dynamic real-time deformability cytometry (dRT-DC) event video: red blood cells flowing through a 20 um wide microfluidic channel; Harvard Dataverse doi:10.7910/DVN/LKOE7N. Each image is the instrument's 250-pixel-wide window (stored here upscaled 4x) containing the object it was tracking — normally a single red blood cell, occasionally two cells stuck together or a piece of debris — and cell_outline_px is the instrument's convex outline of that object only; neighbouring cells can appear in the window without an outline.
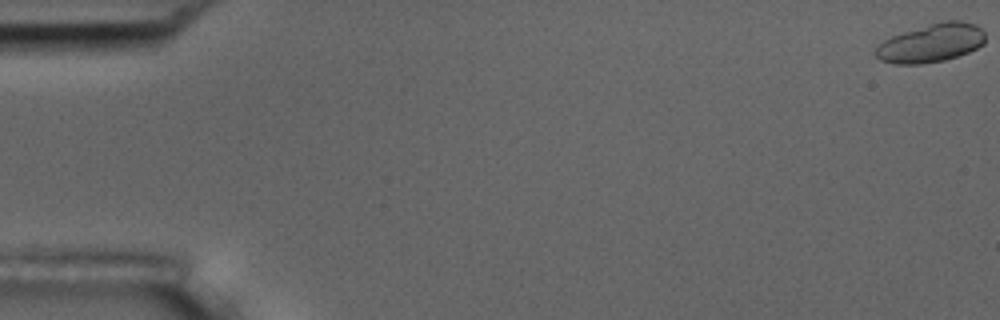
{"species": "common noctule bat (a hibernating species)", "species_latin": "Nyctalus noctula", "temperature_condition": "room temperature", "stored_images_in_passage": 57, "camera_frame_rate_fps": 3000, "um_per_image_px": 0.085, "animal": {"sex": "male", "body_mass_g": 17.5, "forearm_length_mm": 52.3}, "frame": {"image": 1, "passage_image": 1, "time_ms": 0.0, "image_size_px": [1000, 320], "cell_outline_px": [[984, 44], [968, 52], [944, 60], [920, 64], [896, 64], [880, 60], [876, 56], [876, 48], [884, 40], [892, 36], [904, 32], [944, 20], [960, 20], [976, 24], [984, 32]], "centroid_in_image_um": [79.17, 3.65], "position_along_channel_um": 5.8, "area_um2": 24.28}}
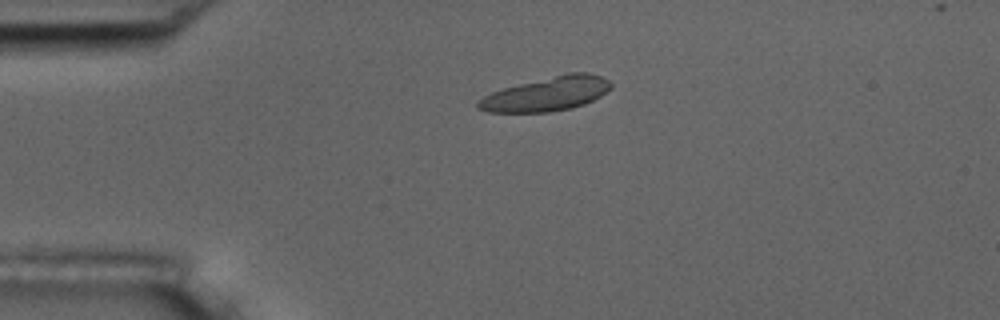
{"frame": {"image": 2, "passage_image": 14, "time_ms": 4.333, "image_size_px": [1000, 320], "cell_outline_px": [[612, 88], [600, 96], [584, 104], [572, 108], [548, 112], [488, 112], [476, 108], [476, 104], [484, 96], [492, 92], [504, 88], [568, 72], [588, 72], [600, 76], [608, 80], [612, 84]], "centroid_in_image_um": [46.49, 7.99], "position_along_channel_um": 38.5, "area_um2": 26.18}}